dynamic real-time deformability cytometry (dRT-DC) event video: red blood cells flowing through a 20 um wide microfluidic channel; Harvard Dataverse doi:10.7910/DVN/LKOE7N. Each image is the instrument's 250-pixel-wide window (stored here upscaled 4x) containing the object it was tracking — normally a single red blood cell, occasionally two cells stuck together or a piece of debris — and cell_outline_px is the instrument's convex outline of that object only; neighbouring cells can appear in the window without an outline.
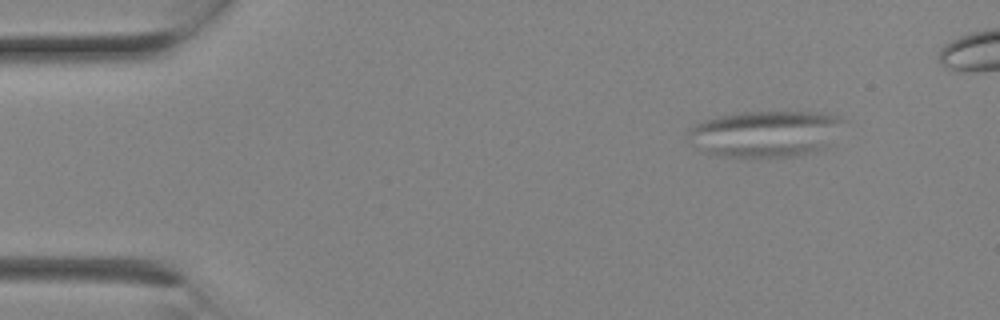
{"species": "Egyptian fruit bat (a non-hibernating species)", "species_latin": "Rousettus aegyptiacus", "temperature_condition": "room temperature", "stored_images_in_passage": 4, "camera_frame_rate_fps": 3000, "um_per_image_px": 0.085, "animal": {"sex": "female"}, "frame": {"image": 1, "passage_image": 4, "time_ms": 1.0, "image_size_px": [1000, 320], "cell_outline_px": [[844, 120], [824, 148], [796, 156], [756, 160], [716, 156], [704, 152], [688, 144], [684, 136], [696, 124], [704, 120], [716, 116], [744, 112], [820, 112], [840, 116]], "centroid_in_image_um": [64.93, 11.41], "position_along_channel_um": 20.1, "area_um2": 42.95}}